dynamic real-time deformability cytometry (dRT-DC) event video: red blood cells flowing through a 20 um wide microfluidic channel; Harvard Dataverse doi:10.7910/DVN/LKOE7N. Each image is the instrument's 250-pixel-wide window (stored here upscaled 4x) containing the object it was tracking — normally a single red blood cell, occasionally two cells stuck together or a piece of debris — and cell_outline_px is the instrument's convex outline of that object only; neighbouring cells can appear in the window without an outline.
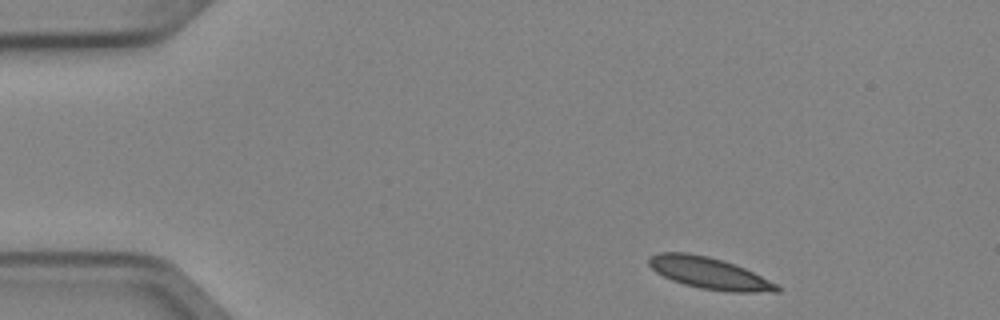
{"species": "Egyptian fruit bat (a non-hibernating species)", "species_latin": "Rousettus aegyptiacus", "temperature_condition": "cold", "stored_images_in_passage": 3, "camera_frame_rate_fps": 3000, "um_per_image_px": 0.085, "animal": {"sex": "female"}, "frame": {"image": 1, "passage_image": 1, "time_ms": 0.0, "image_size_px": [1000, 320], "cell_outline_px": [[780, 292], [728, 292], [700, 288], [684, 284], [672, 280], [656, 272], [648, 264], [648, 256], [660, 252], [688, 252], [708, 256], [724, 260], [744, 268], [776, 284], [780, 288]], "centroid_in_image_um": [60.25, 23.21], "position_along_channel_um": 24.8, "area_um2": 23.52}}